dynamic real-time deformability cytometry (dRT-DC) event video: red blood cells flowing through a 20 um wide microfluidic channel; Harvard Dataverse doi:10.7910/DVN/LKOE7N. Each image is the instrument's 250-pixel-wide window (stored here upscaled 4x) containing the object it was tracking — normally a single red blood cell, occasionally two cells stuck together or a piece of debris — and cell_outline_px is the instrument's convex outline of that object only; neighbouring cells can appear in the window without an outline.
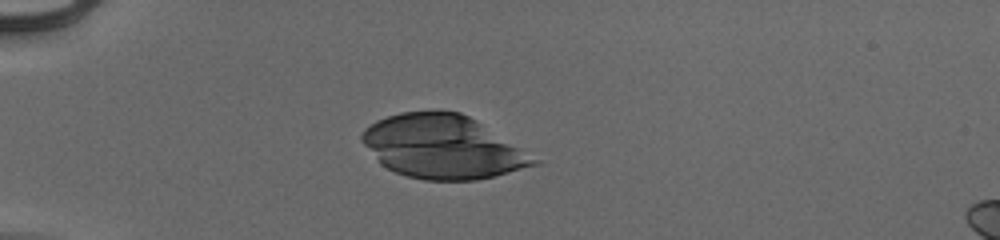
{"species": "human", "species_latin": "Homo sapiens", "temperature_condition": "cold", "stored_images_in_passage": 53, "camera_frame_rate_fps": 3000, "um_per_image_px": 0.085, "donor": {"sex": "male"}, "frame": {"image": 1, "passage_image": 16, "time_ms": 5.0, "image_size_px": [1000, 240], "cell_outline_px": [[540, 164], [476, 180], [424, 180], [408, 176], [396, 172], [380, 164], [360, 140], [360, 136], [364, 128], [376, 120], [400, 112], [460, 112], [476, 120], [540, 160]], "centroid_in_image_um": [37.6, 12.49], "position_along_channel_um": 47.4, "area_um2": 62.83}}
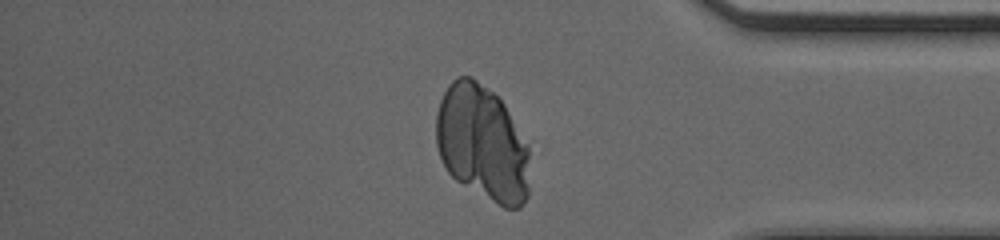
{"frame": {"image": 2, "passage_image": 46, "time_ms": 15.0, "image_size_px": [1000, 240], "cell_outline_px": [[528, 196], [524, 204], [520, 208], [504, 208], [456, 180], [448, 172], [440, 156], [436, 144], [436, 116], [440, 100], [448, 84], [456, 76], [472, 76], [492, 92], [504, 104], [528, 144]], "centroid_in_image_um": [40.99, 12.16], "position_along_channel_um": 394.2, "area_um2": 63.06}}
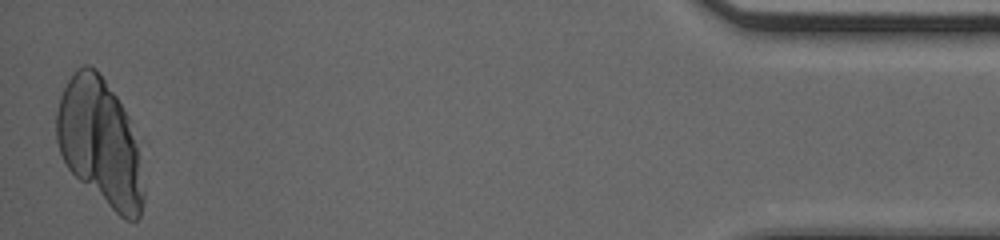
{"frame": {"image": 3, "passage_image": 53, "time_ms": 17.333, "image_size_px": [1000, 240], "cell_outline_px": [[144, 200], [140, 216], [136, 220], [124, 220], [80, 180], [68, 168], [60, 152], [56, 140], [56, 112], [60, 96], [72, 72], [76, 68], [84, 64], [88, 64], [96, 68], [116, 96], [128, 116], [136, 148], [144, 192]], "centroid_in_image_um": [8.47, 12.07], "position_along_channel_um": 426.7, "area_um2": 63.23}}